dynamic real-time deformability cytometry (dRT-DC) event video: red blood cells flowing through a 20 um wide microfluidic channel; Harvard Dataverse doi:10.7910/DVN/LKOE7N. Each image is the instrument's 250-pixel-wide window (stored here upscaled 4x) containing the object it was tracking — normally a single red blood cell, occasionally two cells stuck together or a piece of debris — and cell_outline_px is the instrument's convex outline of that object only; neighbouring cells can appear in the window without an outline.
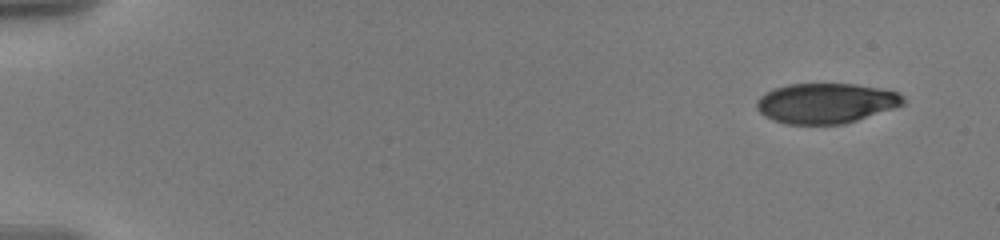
{"species": "human", "species_latin": "Homo sapiens", "temperature_condition": "warm", "stored_images_in_passage": 12, "camera_frame_rate_fps": 3000, "um_per_image_px": 0.085, "donor": {"sex": "male"}, "frame": {"image": 1, "passage_image": 1, "time_ms": 0.0, "image_size_px": [1000, 240], "cell_outline_px": [[904, 104], [844, 124], [788, 124], [764, 116], [756, 108], [756, 100], [760, 96], [772, 88], [788, 84], [856, 84], [896, 92], [904, 96]], "centroid_in_image_um": [70.15, 8.76], "position_along_channel_um": 14.9, "area_um2": 33.99}}
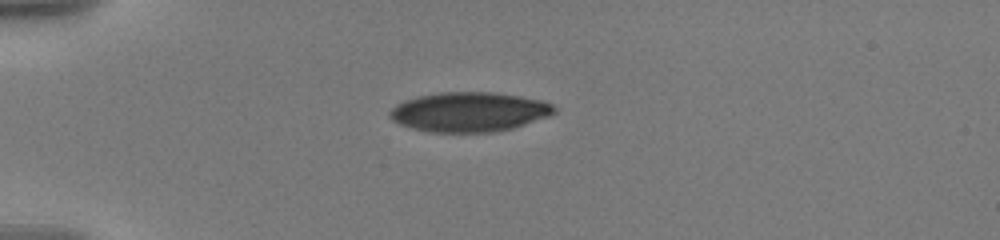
{"frame": {"image": 2, "passage_image": 9, "time_ms": 4.0, "image_size_px": [1000, 240], "cell_outline_px": [[556, 112], [548, 116], [512, 128], [492, 132], [432, 132], [412, 128], [400, 124], [392, 120], [388, 116], [388, 112], [396, 104], [404, 100], [416, 96], [440, 92], [496, 92], [544, 100], [552, 104], [556, 108]], "centroid_in_image_um": [39.86, 9.5], "position_along_channel_um": 45.1, "area_um2": 38.09}}
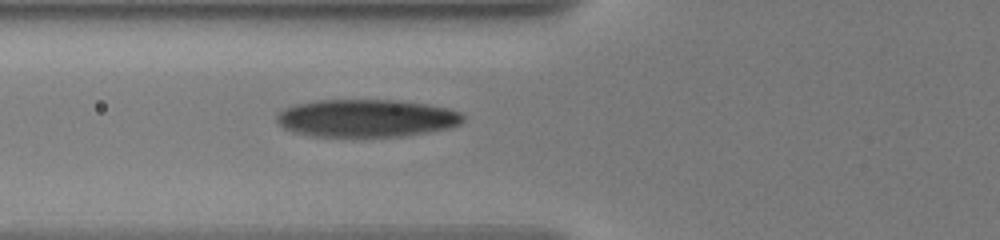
{"frame": {"image": 3, "passage_image": 12, "time_ms": 6.333, "image_size_px": [1000, 240], "cell_outline_px": [[464, 120], [460, 124], [448, 128], [428, 132], [400, 136], [312, 136], [292, 132], [284, 128], [276, 120], [276, 112], [284, 108], [296, 104], [320, 100], [400, 100], [428, 104], [448, 108], [460, 112], [464, 116]], "centroid_in_image_um": [31.14, 10.04], "position_along_channel_um": 94.7, "area_um2": 41.04}}